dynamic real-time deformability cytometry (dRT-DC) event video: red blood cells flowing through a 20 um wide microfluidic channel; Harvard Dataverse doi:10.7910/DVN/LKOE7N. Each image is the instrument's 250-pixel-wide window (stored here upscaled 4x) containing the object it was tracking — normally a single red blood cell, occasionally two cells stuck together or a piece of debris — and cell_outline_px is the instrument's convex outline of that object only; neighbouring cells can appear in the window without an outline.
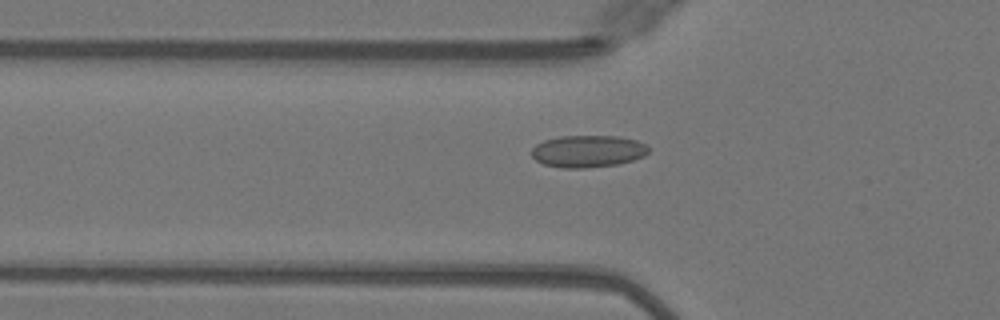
{"species": "Egyptian fruit bat (a non-hibernating species)", "species_latin": "Rousettus aegyptiacus", "temperature_condition": "warm", "stored_images_in_passage": 47, "camera_frame_rate_fps": 3000, "um_per_image_px": 0.085, "animal": {"sex": "female"}, "frame": {"image": 1, "passage_image": 14, "time_ms": 4.333, "image_size_px": [1000, 320], "cell_outline_px": [[652, 148], [644, 156], [632, 160], [616, 164], [584, 168], [560, 168], [544, 164], [536, 160], [532, 156], [532, 148], [536, 144], [544, 140], [560, 136], [616, 136], [636, 140]], "centroid_in_image_um": [49.96, 12.85], "position_along_channel_um": 75.8, "area_um2": 21.85}}
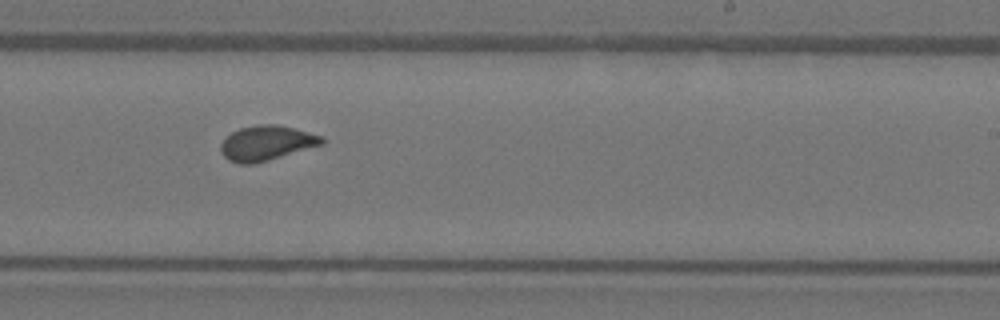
{"frame": {"image": 2, "passage_image": 28, "time_ms": 9.0, "image_size_px": [1000, 320], "cell_outline_px": [[324, 144], [268, 160], [252, 164], [240, 164], [228, 160], [220, 152], [220, 144], [232, 132], [240, 128], [256, 124], [276, 124], [324, 136]], "centroid_in_image_um": [22.64, 12.16], "position_along_channel_um": 266.4, "area_um2": 20.46}}
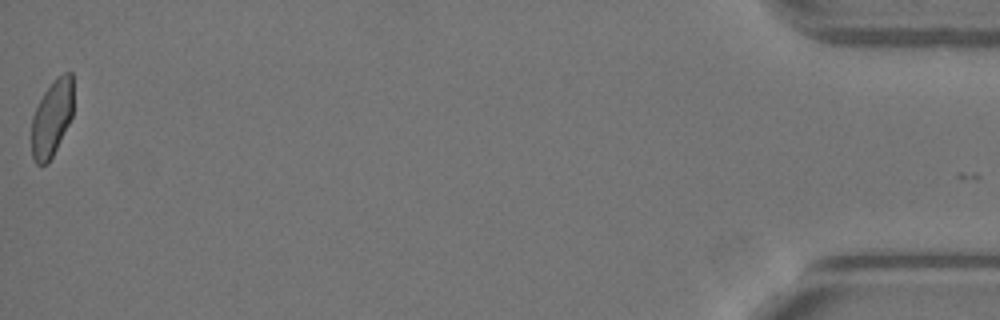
{"frame": {"image": 3, "passage_image": 47, "time_ms": 15.333, "image_size_px": [1000, 320], "cell_outline_px": [[72, 116], [48, 164], [36, 164], [32, 156], [32, 116], [44, 92], [52, 80], [64, 72], [72, 72]], "centroid_in_image_um": [4.4, 10.02], "position_along_channel_um": 430.8, "area_um2": 18.38}}